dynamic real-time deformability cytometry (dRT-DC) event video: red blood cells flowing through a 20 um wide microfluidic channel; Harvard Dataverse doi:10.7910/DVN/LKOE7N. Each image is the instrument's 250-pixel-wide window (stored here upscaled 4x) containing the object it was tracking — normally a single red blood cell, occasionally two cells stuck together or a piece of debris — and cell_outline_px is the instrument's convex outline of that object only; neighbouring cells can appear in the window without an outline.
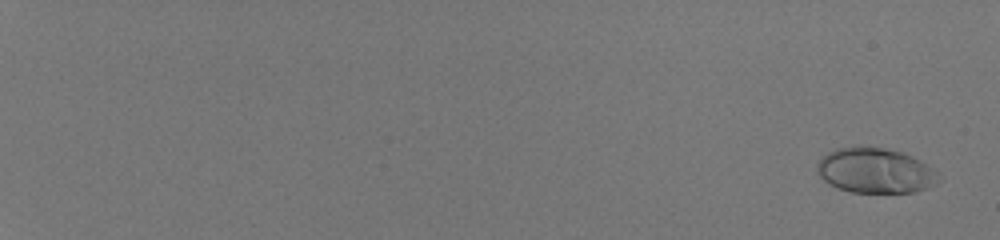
{"species": "human", "species_latin": "Homo sapiens", "temperature_condition": "room temperature", "stored_images_in_passage": 55, "camera_frame_rate_fps": 3000, "um_per_image_px": 0.085, "donor": {"sex": "male"}, "frame": {"image": 1, "passage_image": 3, "time_ms": 0.667, "image_size_px": [1000, 240], "cell_outline_px": [[940, 172], [936, 184], [928, 188], [912, 192], [852, 192], [836, 188], [824, 180], [816, 172], [816, 164], [828, 152], [836, 148], [856, 144], [860, 144], [884, 148], [904, 152], [920, 160]], "centroid_in_image_um": [74.39, 14.47], "position_along_channel_um": 10.6, "area_um2": 32.54}}
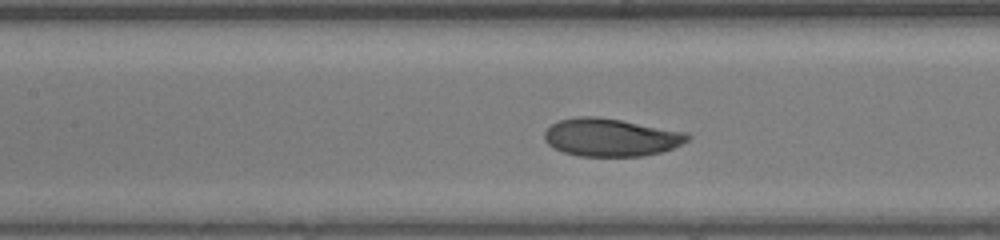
{"frame": {"image": 2, "passage_image": 33, "time_ms": 10.667, "image_size_px": [1000, 240], "cell_outline_px": [[692, 136], [688, 140], [664, 152], [640, 156], [580, 156], [564, 152], [552, 148], [544, 140], [544, 132], [552, 124], [560, 120], [576, 116], [596, 116], [620, 120], [688, 132]], "centroid_in_image_um": [51.92, 11.67], "position_along_channel_um": 155.5, "area_um2": 31.67}}
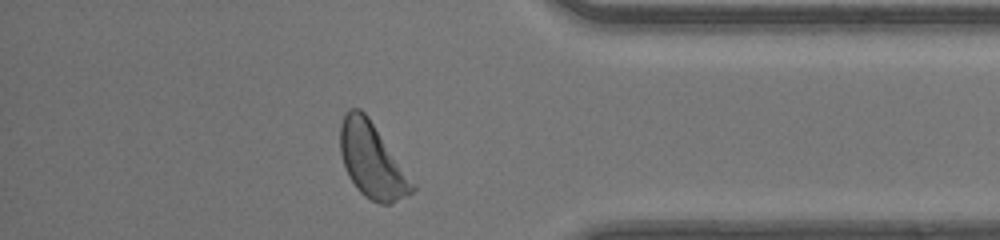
{"frame": {"image": 3, "passage_image": 52, "time_ms": 17.0, "image_size_px": [1000, 240], "cell_outline_px": [[416, 188], [412, 192], [392, 204], [380, 204], [364, 196], [356, 188], [348, 176], [340, 152], [340, 124], [344, 112], [348, 108], [360, 108], [368, 116], [416, 184]], "centroid_in_image_um": [31.61, 13.63], "position_along_channel_um": 403.6, "area_um2": 31.56}, "authors_computed_cell_mechanics": {"area_um2": 30.923, "velocity_mm_per_s": 4.0463, "shape_relaxation_time_tau1_ms": 2.0183, "shape_relaxation_time_tau2_ms": null, "deformation_change_tau1": 0.1178, "deformation_change_tau2": null}}